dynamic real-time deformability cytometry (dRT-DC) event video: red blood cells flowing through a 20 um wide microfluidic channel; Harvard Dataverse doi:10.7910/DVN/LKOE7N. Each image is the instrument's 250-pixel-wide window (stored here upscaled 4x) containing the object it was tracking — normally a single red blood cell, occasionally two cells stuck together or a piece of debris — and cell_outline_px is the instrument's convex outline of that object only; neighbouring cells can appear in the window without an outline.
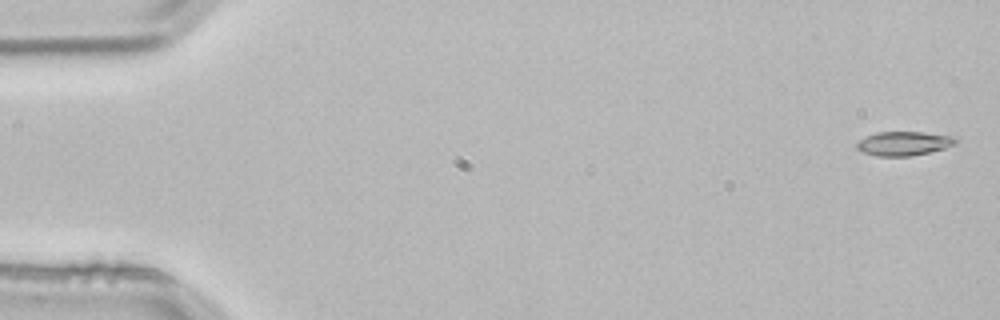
{"species": "common noctule bat (a hibernating species)", "species_latin": "Nyctalus noctula", "temperature_condition": "room temperature", "stored_images_in_passage": 4, "camera_frame_rate_fps": 3000, "um_per_image_px": 0.085, "animal": {"sex": "male", "body_mass_g": 21.5, "forearm_length_mm": 52.0}, "frame": {"image": 1, "passage_image": 1, "time_ms": 0.0, "image_size_px": [1000, 320], "cell_outline_px": [[956, 144], [944, 148], [912, 156], [876, 156], [864, 152], [856, 148], [852, 144], [876, 132], [920, 132], [956, 136]], "centroid_in_image_um": [76.8, 12.19], "position_along_channel_um": 8.2, "area_um2": 13.87}}